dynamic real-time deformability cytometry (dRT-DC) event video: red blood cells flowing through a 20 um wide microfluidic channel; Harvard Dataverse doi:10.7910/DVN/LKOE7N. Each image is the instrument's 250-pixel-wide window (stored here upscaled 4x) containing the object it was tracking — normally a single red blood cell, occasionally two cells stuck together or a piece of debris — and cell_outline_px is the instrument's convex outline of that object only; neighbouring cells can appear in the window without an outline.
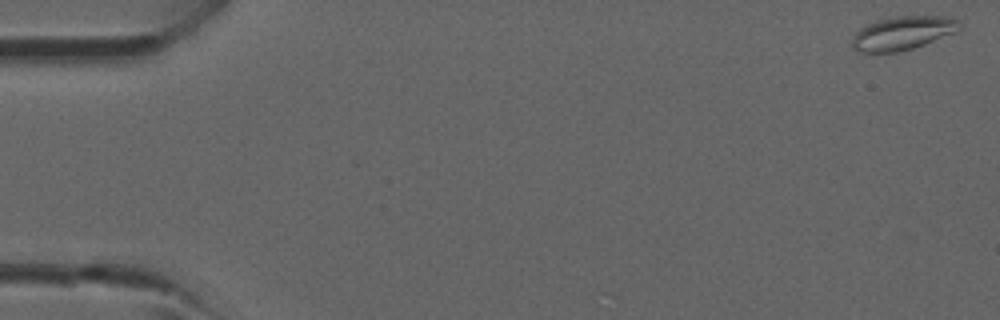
{"species": "common noctule bat (a hibernating species)", "species_latin": "Nyctalus noctula", "temperature_condition": "room temperature", "stored_images_in_passage": 5, "camera_frame_rate_fps": 3000, "um_per_image_px": 0.085, "animal": {"sex": "male", "forearm_length_mm": 52.5}, "frame": {"image": 1, "passage_image": 1, "time_ms": 0.0, "image_size_px": [1000, 320], "cell_outline_px": [[960, 28], [956, 32], [924, 44], [912, 48], [896, 52], [860, 52], [852, 48], [852, 36], [860, 28], [876, 20], [896, 16], [948, 16], [960, 20]], "centroid_in_image_um": [76.73, 2.8], "position_along_channel_um": 8.3, "area_um2": 21.04}}